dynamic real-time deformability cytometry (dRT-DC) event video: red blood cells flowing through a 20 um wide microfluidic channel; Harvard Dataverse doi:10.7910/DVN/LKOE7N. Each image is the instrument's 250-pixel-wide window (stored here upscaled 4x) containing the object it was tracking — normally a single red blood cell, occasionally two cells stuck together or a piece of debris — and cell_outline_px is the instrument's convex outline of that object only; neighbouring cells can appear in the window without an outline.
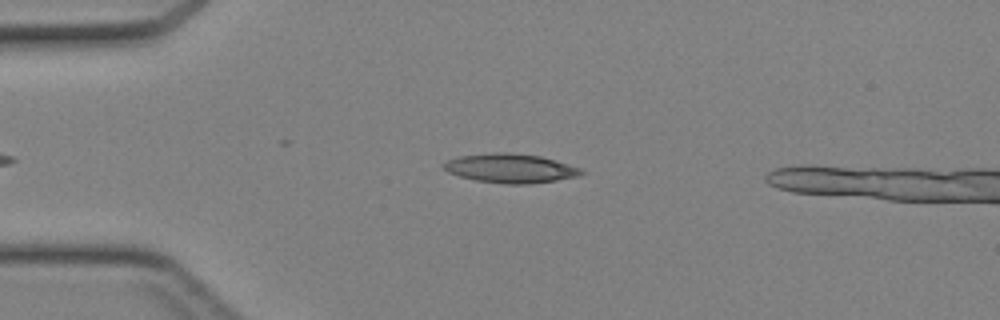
{"species": "Egyptian fruit bat (a non-hibernating species)", "species_latin": "Rousettus aegyptiacus", "temperature_condition": "cold", "stored_images_in_passage": 34, "camera_frame_rate_fps": 3000, "um_per_image_px": 0.085, "animal": {"sex": "female"}, "frame": {"image": 1, "passage_image": 5, "time_ms": 1.333, "image_size_px": [1000, 320], "cell_outline_px": [[584, 172], [580, 176], [532, 184], [504, 184], [476, 180], [460, 176], [448, 172], [440, 164], [444, 160], [460, 156], [496, 152], [512, 152], [540, 156], [556, 160], [580, 168]], "centroid_in_image_um": [43.37, 14.3], "position_along_channel_um": 41.6, "area_um2": 23.52}}
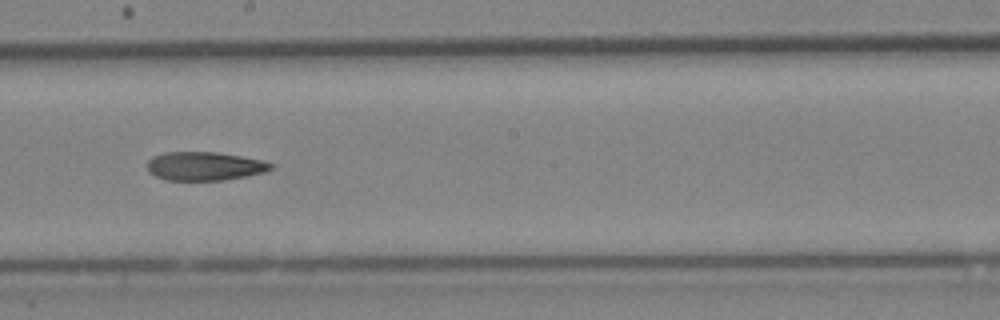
{"frame": {"image": 2, "passage_image": 19, "time_ms": 6.0, "image_size_px": [1000, 320], "cell_outline_px": [[276, 164], [272, 168], [264, 172], [224, 180], [164, 180], [148, 172], [148, 160], [152, 156], [164, 152], [216, 152], [264, 160]], "centroid_in_image_um": [17.38, 14.12], "position_along_channel_um": 230.8, "area_um2": 20.69}}
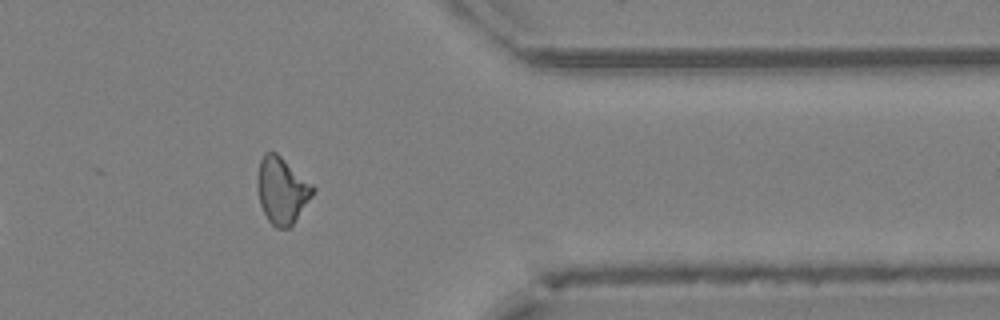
{"frame": {"image": 3, "passage_image": 30, "time_ms": 9.667, "image_size_px": [1000, 320], "cell_outline_px": [[316, 188], [312, 196], [292, 224], [288, 228], [276, 228], [268, 220], [260, 204], [256, 184], [256, 176], [260, 160], [264, 152], [276, 152], [312, 184]], "centroid_in_image_um": [23.93, 16.16], "position_along_channel_um": 387.5, "area_um2": 21.39}}